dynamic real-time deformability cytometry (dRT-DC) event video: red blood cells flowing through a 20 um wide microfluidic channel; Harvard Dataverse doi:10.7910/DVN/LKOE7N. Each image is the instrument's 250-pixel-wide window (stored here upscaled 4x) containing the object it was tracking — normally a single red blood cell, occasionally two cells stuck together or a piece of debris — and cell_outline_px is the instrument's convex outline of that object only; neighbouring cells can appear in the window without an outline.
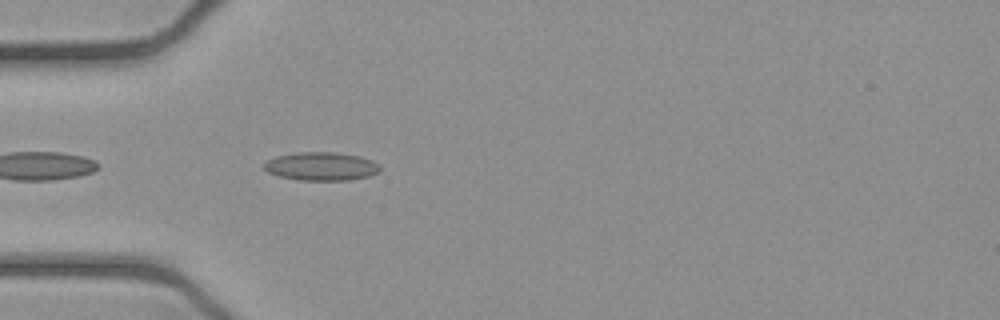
{"species": "common noctule bat (a hibernating species)", "species_latin": "Nyctalus noctula", "temperature_condition": "cold", "stored_images_in_passage": 39, "camera_frame_rate_fps": 3000, "um_per_image_px": 0.085, "animal": {"sex": "female", "body_mass_g": 21.9}, "frame": {"image": 1, "passage_image": 2, "time_ms": 0.333, "image_size_px": [1000, 320], "cell_outline_px": [[380, 172], [368, 176], [348, 180], [300, 180], [280, 176], [268, 172], [264, 168], [264, 164], [268, 160], [276, 156], [296, 152], [336, 152], [360, 156], [372, 160], [380, 164]], "centroid_in_image_um": [27.34, 14.13], "position_along_channel_um": 57.7, "area_um2": 19.19}}
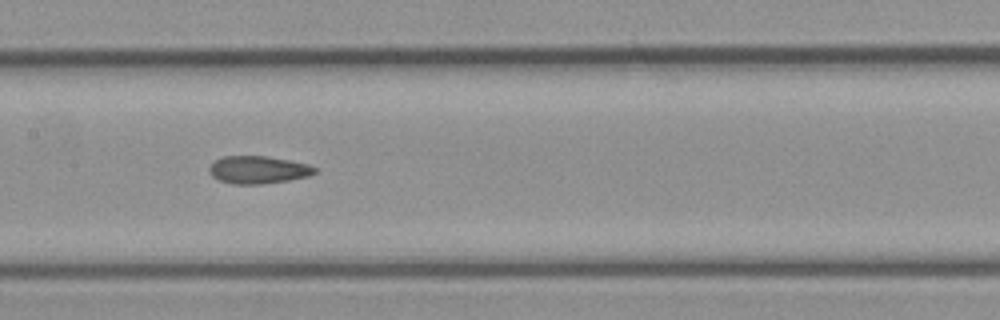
{"frame": {"image": 2, "passage_image": 12, "time_ms": 3.667, "image_size_px": [1000, 320], "cell_outline_px": [[316, 172], [308, 176], [288, 180], [260, 184], [232, 184], [220, 180], [212, 176], [208, 168], [216, 160], [224, 156], [268, 156], [308, 164], [316, 168]], "centroid_in_image_um": [21.94, 14.43], "position_along_channel_um": 185.5, "area_um2": 16.82}}
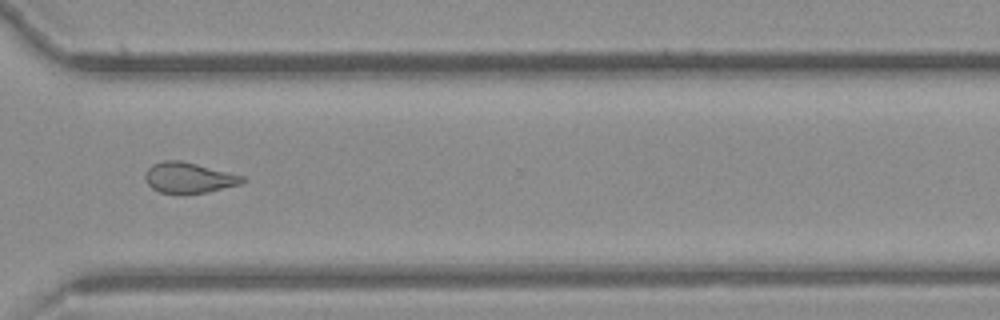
{"frame": {"image": 3, "passage_image": 25, "time_ms": 8.0, "image_size_px": [1000, 320], "cell_outline_px": [[248, 180], [240, 184], [208, 192], [180, 196], [160, 192], [152, 188], [148, 184], [144, 176], [148, 168], [152, 164], [164, 160], [180, 160], [244, 176]], "centroid_in_image_um": [16.03, 15.14], "position_along_channel_um": 354.6, "area_um2": 17.69}, "authors_computed_cell_mechanics": {"area_um2": 17.6868, "velocity_mm_per_s": 3.9245, "shape_relaxation_time_tau1_ms": null, "shape_relaxation_time_tau2_ms": 3.1818, "deformation_change_tau1": null, "deformation_change_tau2": 0.0862}}